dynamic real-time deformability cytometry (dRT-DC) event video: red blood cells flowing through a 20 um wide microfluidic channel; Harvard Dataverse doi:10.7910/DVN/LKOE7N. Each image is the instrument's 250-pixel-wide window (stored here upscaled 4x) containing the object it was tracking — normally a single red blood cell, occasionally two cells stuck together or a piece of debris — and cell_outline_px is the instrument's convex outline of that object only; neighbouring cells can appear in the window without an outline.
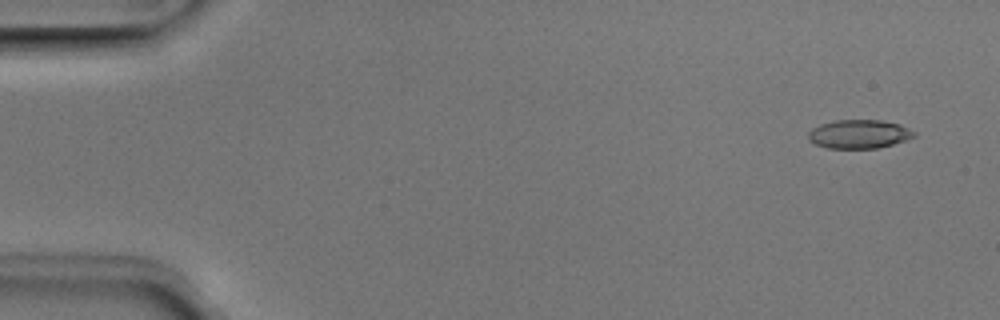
{"species": "Egyptian fruit bat (a non-hibernating species)", "species_latin": "Rousettus aegyptiacus", "temperature_condition": "room temperature", "stored_images_in_passage": 49, "camera_frame_rate_fps": 3000, "um_per_image_px": 0.085, "animal": {"sex": "male"}, "frame": {"image": 1, "passage_image": 1, "time_ms": 0.0, "image_size_px": [1000, 320], "cell_outline_px": [[916, 136], [892, 144], [876, 148], [828, 148], [816, 144], [808, 140], [808, 132], [812, 128], [820, 124], [836, 120], [880, 120], [900, 124], [916, 132]], "centroid_in_image_um": [73.0, 11.39], "position_along_channel_um": 12.0, "area_um2": 17.63}}
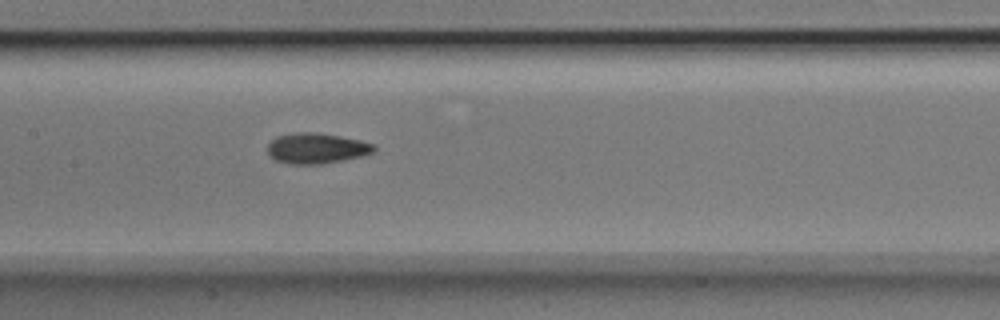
{"frame": {"image": 2, "passage_image": 23, "time_ms": 7.333, "image_size_px": [1000, 320], "cell_outline_px": [[376, 148], [372, 152], [360, 156], [324, 164], [292, 164], [276, 160], [268, 156], [268, 144], [276, 136], [296, 132], [316, 132], [340, 136], [360, 140], [376, 144]], "centroid_in_image_um": [26.89, 12.6], "position_along_channel_um": 180.5, "area_um2": 18.96}}
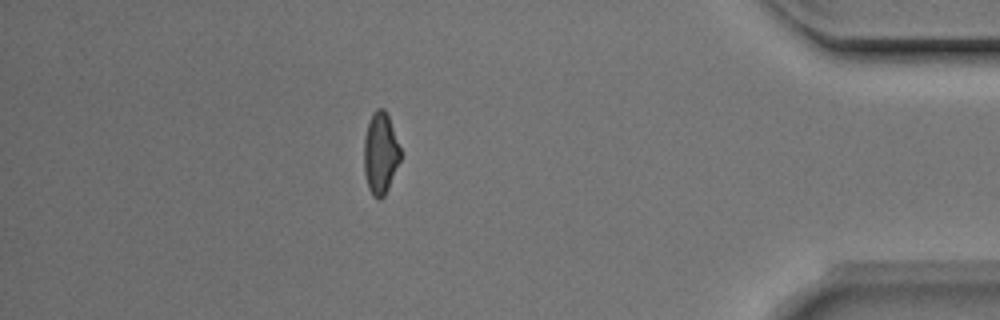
{"frame": {"image": 3, "passage_image": 43, "time_ms": 14.0, "image_size_px": [1000, 320], "cell_outline_px": [[400, 160], [388, 188], [384, 196], [380, 200], [372, 196], [368, 188], [364, 172], [364, 136], [372, 112], [376, 108], [384, 108], [388, 116], [400, 148]], "centroid_in_image_um": [32.32, 13.04], "position_along_channel_um": 402.9, "area_um2": 17.28}, "authors_computed_cell_mechanics": {"area_um2": 18.0914, "velocity_mm_per_s": 3.9698, "shape_relaxation_time_tau1_ms": 4.415, "shape_relaxation_time_tau2_ms": 3.3829, "deformation_change_tau1": 0.1244, "deformation_change_tau2": 0.1079}}